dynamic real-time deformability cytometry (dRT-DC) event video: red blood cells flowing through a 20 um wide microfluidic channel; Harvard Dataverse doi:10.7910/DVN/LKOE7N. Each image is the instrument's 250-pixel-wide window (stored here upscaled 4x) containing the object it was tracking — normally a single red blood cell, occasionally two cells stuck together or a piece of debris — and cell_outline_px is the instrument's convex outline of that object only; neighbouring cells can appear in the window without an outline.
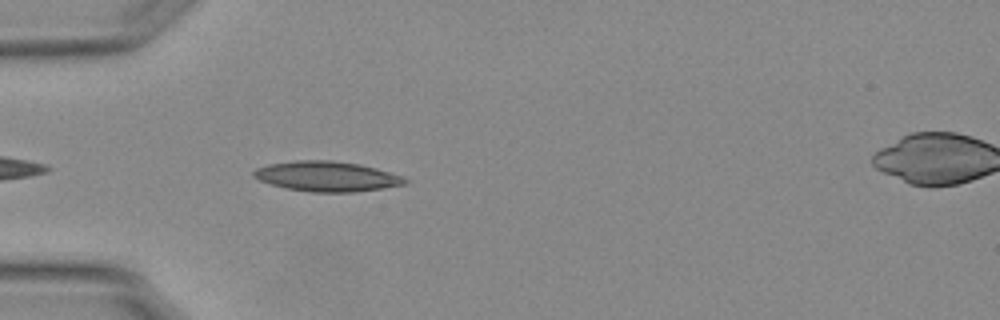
{"species": "Egyptian fruit bat (a non-hibernating species)", "species_latin": "Rousettus aegyptiacus", "temperature_condition": "warm", "stored_images_in_passage": 13, "camera_frame_rate_fps": 3000, "um_per_image_px": 0.085, "animal": {"sex": "female"}, "frame": {"image": 1, "passage_image": 3, "time_ms": 0.667, "image_size_px": [1000, 320], "cell_outline_px": [[408, 184], [356, 192], [312, 192], [288, 188], [272, 184], [260, 180], [252, 176], [252, 172], [256, 168], [268, 164], [296, 160], [332, 160], [360, 164], [376, 168], [404, 176], [408, 180]], "centroid_in_image_um": [27.81, 14.98], "position_along_channel_um": 57.2, "area_um2": 26.59}}